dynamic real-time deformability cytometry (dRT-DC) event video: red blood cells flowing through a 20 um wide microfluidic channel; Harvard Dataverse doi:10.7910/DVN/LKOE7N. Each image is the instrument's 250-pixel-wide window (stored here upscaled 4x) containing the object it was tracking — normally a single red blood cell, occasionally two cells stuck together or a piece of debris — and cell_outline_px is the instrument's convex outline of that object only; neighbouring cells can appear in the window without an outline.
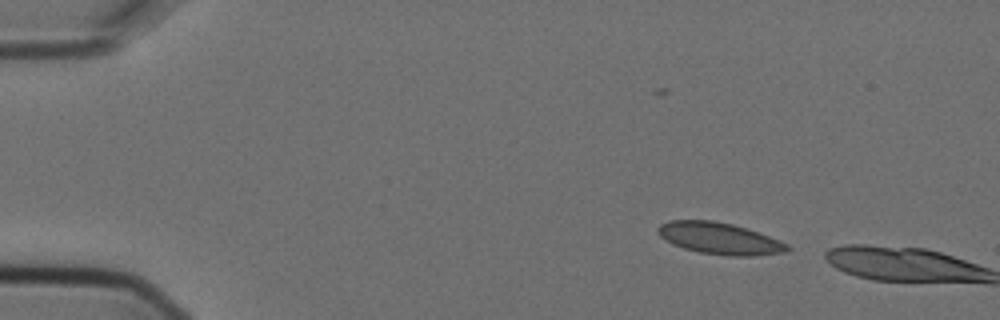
{"species": "Egyptian fruit bat (a non-hibernating species)", "species_latin": "Rousettus aegyptiacus", "temperature_condition": "cold", "stored_images_in_passage": 5, "segment_of_instrument_passage": [2, 2], "camera_frame_rate_fps": 3000, "um_per_image_px": 0.085, "animal": {"sex": "female"}, "frame": {"image": 1, "passage_image": 5, "time_ms": 1.333, "image_size_px": [1000, 320], "cell_outline_px": [[792, 248], [784, 252], [752, 256], [728, 256], [700, 252], [684, 248], [672, 244], [660, 236], [656, 232], [656, 228], [660, 224], [668, 220], [712, 220], [732, 224], [780, 240], [788, 244]], "centroid_in_image_um": [61.12, 20.26], "position_along_channel_um": 23.9, "area_um2": 23.81}}